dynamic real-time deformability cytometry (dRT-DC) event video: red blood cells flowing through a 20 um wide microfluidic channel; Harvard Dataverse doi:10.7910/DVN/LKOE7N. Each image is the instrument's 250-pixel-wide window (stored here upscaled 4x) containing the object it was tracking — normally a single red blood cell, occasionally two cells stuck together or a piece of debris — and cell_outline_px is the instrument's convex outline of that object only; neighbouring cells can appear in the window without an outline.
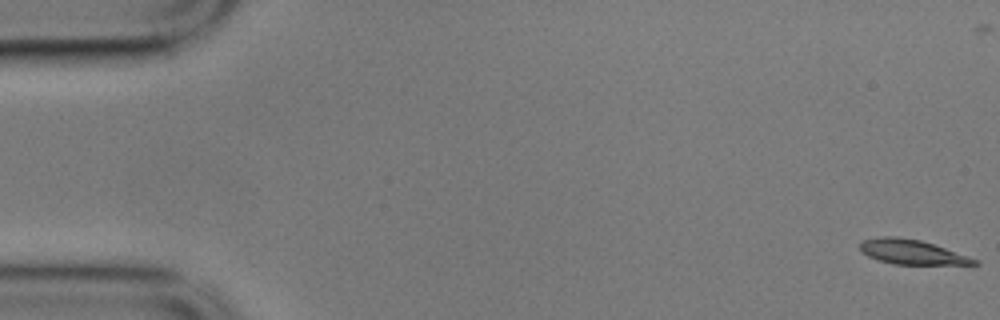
{"species": "common noctule bat (a hibernating species)", "species_latin": "Nyctalus noctula", "temperature_condition": "cold", "stored_images_in_passage": 21, "camera_frame_rate_fps": 3000, "um_per_image_px": 0.085, "animal": {"sex": "male", "body_mass_g": 17.9}, "frame": {"image": 1, "passage_image": 1, "time_ms": 0.0, "image_size_px": [1000, 320], "cell_outline_px": [[980, 264], [892, 264], [868, 256], [860, 252], [860, 244], [864, 240], [880, 236], [896, 236], [920, 240], [980, 260]], "centroid_in_image_um": [77.48, 21.42], "position_along_channel_um": 7.5, "area_um2": 16.18}}
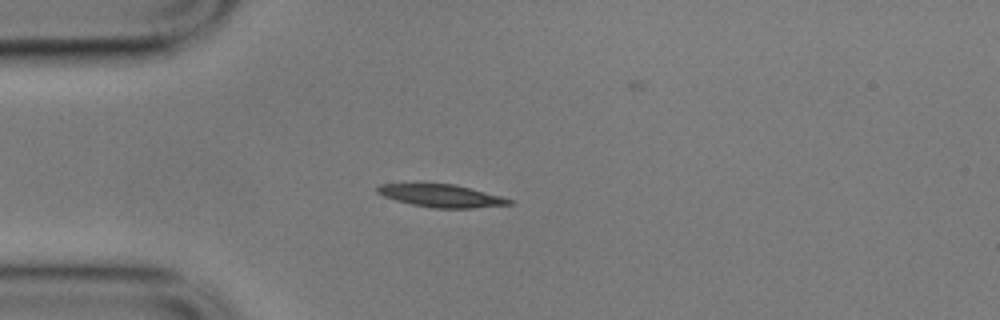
{"frame": {"image": 2, "passage_image": 15, "time_ms": 4.667, "image_size_px": [1000, 320], "cell_outline_px": [[512, 204], [472, 208], [432, 208], [412, 204], [396, 200], [384, 196], [376, 192], [376, 188], [380, 184], [452, 184], [500, 196], [512, 200]], "centroid_in_image_um": [37.48, 16.65], "position_along_channel_um": 47.5, "area_um2": 16.99}}